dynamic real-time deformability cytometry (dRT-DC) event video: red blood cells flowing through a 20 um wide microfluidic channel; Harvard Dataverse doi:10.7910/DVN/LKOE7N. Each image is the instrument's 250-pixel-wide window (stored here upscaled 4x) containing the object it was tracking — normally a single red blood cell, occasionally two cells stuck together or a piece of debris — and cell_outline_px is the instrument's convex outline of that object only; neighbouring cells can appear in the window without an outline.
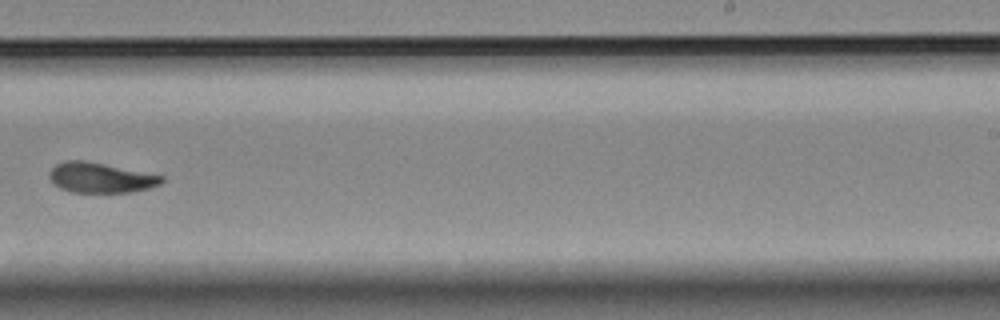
{"species": "Egyptian fruit bat (a non-hibernating species)", "species_latin": "Rousettus aegyptiacus", "temperature_condition": "room temperature", "stored_images_in_passage": 6, "camera_frame_rate_fps": 3000, "um_per_image_px": 0.085, "animal": {"sex": "female"}, "frame": {"image": 1, "passage_image": 6, "time_ms": 6.667, "image_size_px": [1000, 320], "cell_outline_px": [[164, 180], [160, 184], [148, 188], [132, 192], [72, 192], [60, 188], [52, 184], [48, 176], [48, 172], [56, 164], [64, 160], [84, 160], [164, 176]], "centroid_in_image_um": [8.49, 15.1], "position_along_channel_um": 280.5, "area_um2": 19.71}}